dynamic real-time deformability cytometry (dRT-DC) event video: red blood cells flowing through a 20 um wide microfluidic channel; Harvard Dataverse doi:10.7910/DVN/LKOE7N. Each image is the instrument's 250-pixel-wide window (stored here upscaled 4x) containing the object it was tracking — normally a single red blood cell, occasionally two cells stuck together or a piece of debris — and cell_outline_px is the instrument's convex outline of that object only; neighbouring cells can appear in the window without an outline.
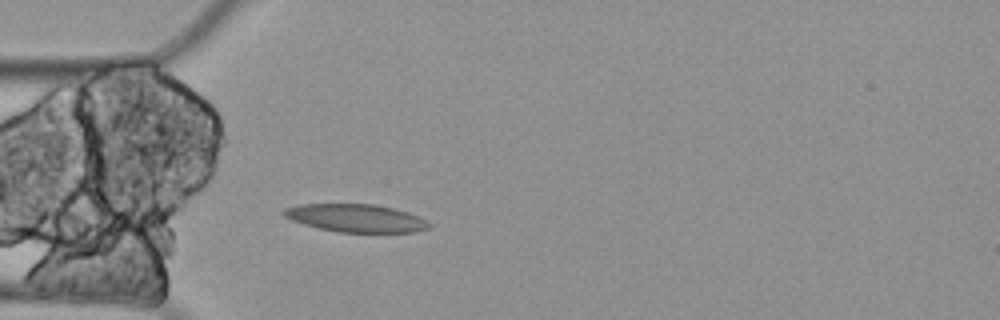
{"species": "Egyptian fruit bat (a non-hibernating species)", "species_latin": "Rousettus aegyptiacus", "temperature_condition": "cold", "stored_images_in_passage": 5, "camera_frame_rate_fps": 3000, "um_per_image_px": 0.085, "animal": {"sex": "female"}, "frame": {"image": 1, "passage_image": 5, "time_ms": 1.333, "image_size_px": [1000, 320], "cell_outline_px": [[432, 224], [428, 228], [416, 232], [336, 232], [304, 224], [292, 220], [284, 216], [280, 212], [284, 208], [300, 204], [372, 204], [392, 208], [408, 212]], "centroid_in_image_um": [30.21, 18.54], "position_along_channel_um": 54.8, "area_um2": 23.47}}